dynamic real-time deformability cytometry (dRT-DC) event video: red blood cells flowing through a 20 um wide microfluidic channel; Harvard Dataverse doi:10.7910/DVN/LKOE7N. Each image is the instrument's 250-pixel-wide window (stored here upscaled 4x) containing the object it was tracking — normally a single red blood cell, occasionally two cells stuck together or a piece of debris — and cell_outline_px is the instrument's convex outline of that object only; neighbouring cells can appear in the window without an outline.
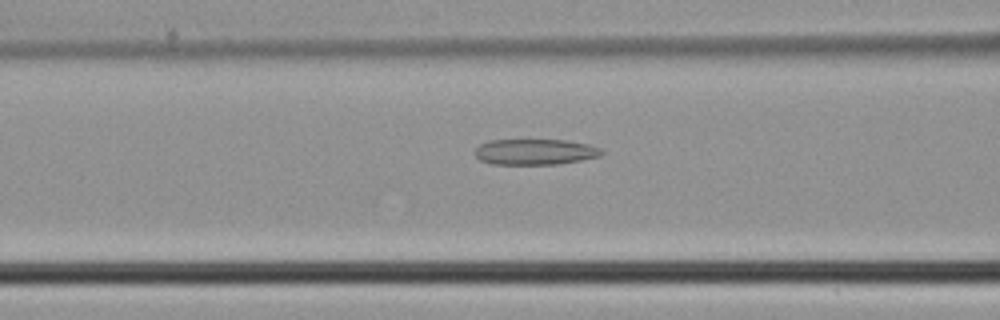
{"species": "common noctule bat (a hibernating species)", "species_latin": "Nyctalus noctula", "temperature_condition": "cold", "stored_images_in_passage": 28, "camera_frame_rate_fps": 3000, "um_per_image_px": 0.085, "animal": {"sex": "male", "body_mass_g": 21.5, "forearm_length_mm": 52.0}, "frame": {"image": 1, "passage_image": 9, "time_ms": 2.667, "image_size_px": [1000, 320], "cell_outline_px": [[604, 152], [600, 156], [580, 160], [556, 164], [492, 164], [480, 160], [476, 156], [476, 148], [480, 144], [488, 140], [568, 140], [588, 144], [600, 148]], "centroid_in_image_um": [45.48, 12.9], "position_along_channel_um": 121.1, "area_um2": 18.96}}
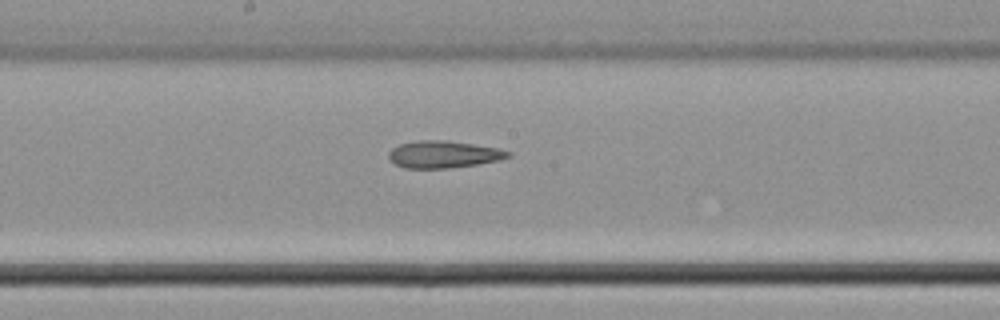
{"frame": {"image": 2, "passage_image": 15, "time_ms": 4.667, "image_size_px": [1000, 320], "cell_outline_px": [[512, 156], [500, 160], [476, 164], [448, 168], [404, 168], [396, 164], [388, 156], [388, 152], [392, 148], [400, 144], [420, 140], [444, 140], [500, 148], [512, 152]], "centroid_in_image_um": [37.73, 13.12], "position_along_channel_um": 210.5, "area_um2": 18.79}}
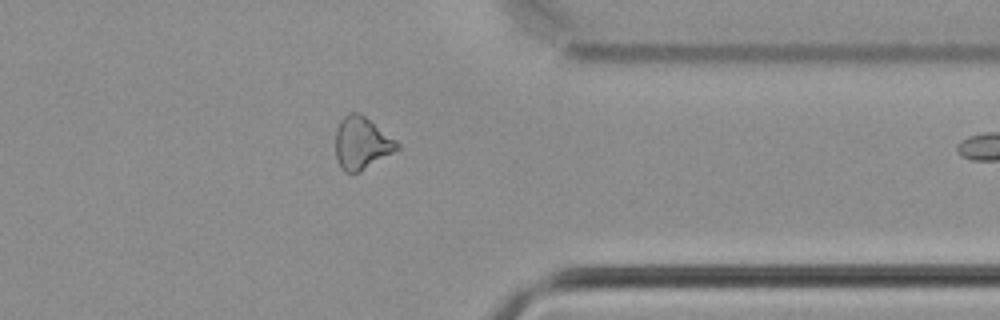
{"frame": {"image": 3, "passage_image": 27, "time_ms": 8.667, "image_size_px": [1000, 320], "cell_outline_px": [[400, 148], [360, 172], [344, 172], [340, 168], [336, 156], [336, 128], [340, 120], [348, 112], [360, 112], [396, 140], [400, 144]], "centroid_in_image_um": [30.73, 12.15], "position_along_channel_um": 380.7, "area_um2": 18.84}}